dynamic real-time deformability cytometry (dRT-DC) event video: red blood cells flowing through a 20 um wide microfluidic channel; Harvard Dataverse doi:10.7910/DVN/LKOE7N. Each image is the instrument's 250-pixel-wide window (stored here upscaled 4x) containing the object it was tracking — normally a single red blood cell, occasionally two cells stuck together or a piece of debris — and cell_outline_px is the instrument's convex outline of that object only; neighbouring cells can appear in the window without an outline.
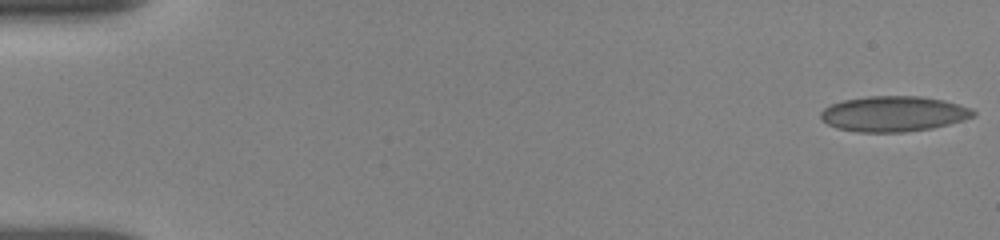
{"species": "human", "species_latin": "Homo sapiens", "temperature_condition": "room temperature", "stored_images_in_passage": 54, "camera_frame_rate_fps": 3000, "um_per_image_px": 0.085, "donor": {"sex": "female"}, "frame": {"image": 1, "passage_image": 1, "time_ms": 0.0, "image_size_px": [1000, 240], "cell_outline_px": [[976, 116], [964, 120], [932, 128], [904, 132], [856, 132], [836, 128], [828, 124], [820, 116], [820, 112], [824, 108], [832, 104], [844, 100], [868, 96], [920, 96], [944, 100], [972, 108], [976, 112]], "centroid_in_image_um": [75.98, 9.67], "position_along_channel_um": 9.0, "area_um2": 31.56}}
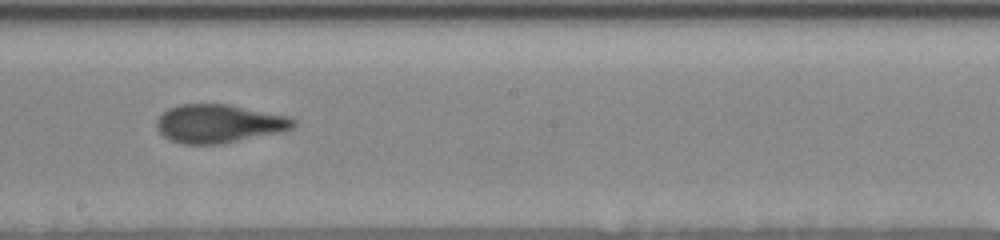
{"frame": {"image": 2, "passage_image": 30, "time_ms": 9.667, "image_size_px": [1000, 240], "cell_outline_px": [[296, 124], [292, 128], [284, 132], [220, 144], [184, 144], [168, 140], [156, 128], [156, 120], [168, 108], [180, 104], [228, 104], [292, 116], [296, 120]], "centroid_in_image_um": [18.65, 10.51], "position_along_channel_um": 229.5, "area_um2": 31.04}}
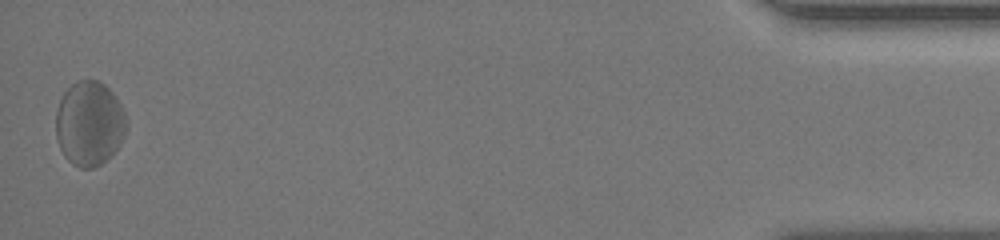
{"frame": {"image": 3, "passage_image": 54, "time_ms": 17.0, "image_size_px": [1000, 240], "cell_outline_px": [[128, 128], [120, 144], [100, 164], [92, 168], [80, 168], [72, 164], [64, 156], [60, 148], [56, 136], [56, 112], [60, 100], [64, 92], [72, 84], [80, 80], [100, 80], [112, 92], [120, 104], [124, 112], [128, 124]], "centroid_in_image_um": [7.6, 10.49], "position_along_channel_um": 427.6, "area_um2": 34.74}, "authors_computed_cell_mechanics": {"area_um2": 31.0097, "velocity_mm_per_s": 3.8059, "shape_relaxation_time_tau1_ms": 10.0298, "shape_relaxation_time_tau2_ms": 0.7345, "deformation_change_tau1": 0.1692, "deformation_change_tau2": 0.0701}}